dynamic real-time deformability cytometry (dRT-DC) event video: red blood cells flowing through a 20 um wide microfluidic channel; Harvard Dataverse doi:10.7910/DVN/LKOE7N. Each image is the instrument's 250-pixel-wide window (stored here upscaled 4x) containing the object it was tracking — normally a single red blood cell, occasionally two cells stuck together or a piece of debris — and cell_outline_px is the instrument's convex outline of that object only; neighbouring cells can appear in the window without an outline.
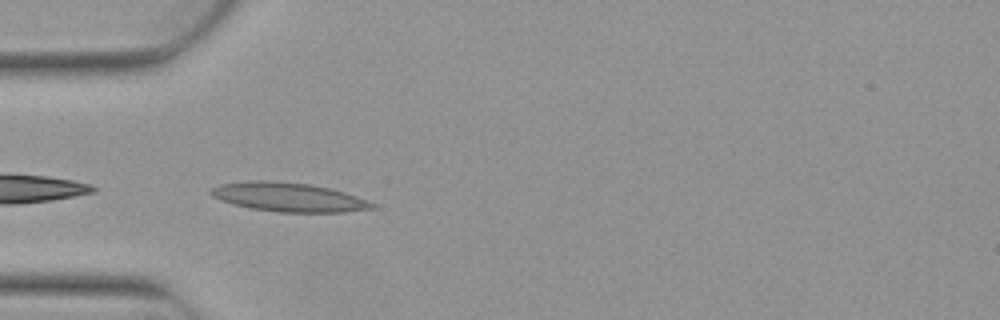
{"species": "Egyptian fruit bat (a non-hibernating species)", "species_latin": "Rousettus aegyptiacus", "temperature_condition": "warm", "stored_images_in_passage": 6, "camera_frame_rate_fps": 3000, "um_per_image_px": 0.085, "animal": {"sex": "female"}, "frame": {"image": 1, "passage_image": 3, "time_ms": 0.667, "image_size_px": [1000, 320], "cell_outline_px": [[376, 204], [372, 208], [344, 212], [276, 212], [252, 208], [232, 204], [212, 196], [208, 192], [212, 188], [220, 184], [256, 180], [264, 180], [308, 184], [328, 188], [344, 192], [368, 200]], "centroid_in_image_um": [24.51, 16.76], "position_along_channel_um": 60.5, "area_um2": 26.93}}
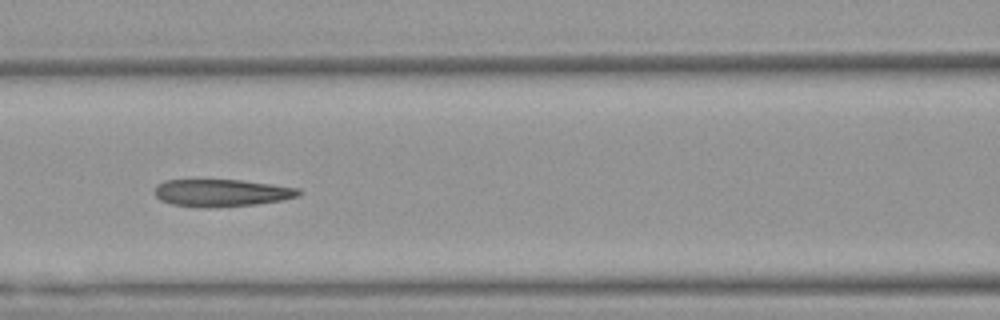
{"frame": {"image": 2, "passage_image": 5, "time_ms": 1.333, "image_size_px": [1000, 320], "cell_outline_px": [[304, 192], [300, 196], [280, 200], [256, 204], [172, 204], [160, 200], [152, 192], [156, 184], [164, 180], [240, 180], [272, 184], [300, 188]], "centroid_in_image_um": [18.87, 16.33], "position_along_channel_um": 147.7, "area_um2": 21.91}}
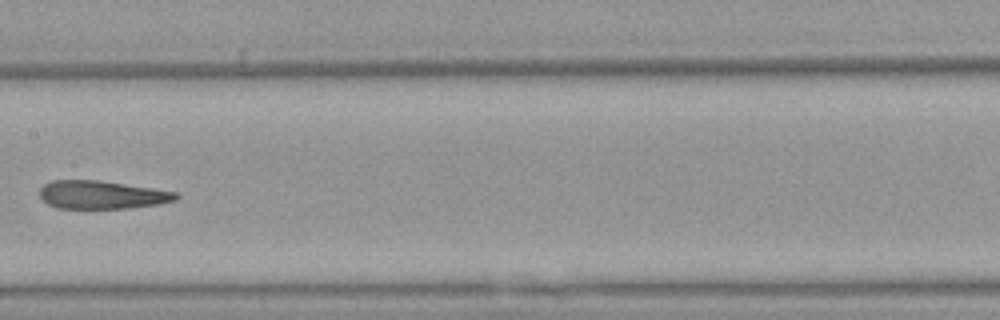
{"frame": {"image": 3, "passage_image": 6, "time_ms": 1.667, "image_size_px": [1000, 320], "cell_outline_px": [[180, 196], [176, 200], [160, 204], [128, 208], [56, 208], [40, 200], [40, 188], [44, 184], [52, 180], [100, 180], [180, 192]], "centroid_in_image_um": [8.67, 16.55], "position_along_channel_um": 198.7, "area_um2": 22.66}}